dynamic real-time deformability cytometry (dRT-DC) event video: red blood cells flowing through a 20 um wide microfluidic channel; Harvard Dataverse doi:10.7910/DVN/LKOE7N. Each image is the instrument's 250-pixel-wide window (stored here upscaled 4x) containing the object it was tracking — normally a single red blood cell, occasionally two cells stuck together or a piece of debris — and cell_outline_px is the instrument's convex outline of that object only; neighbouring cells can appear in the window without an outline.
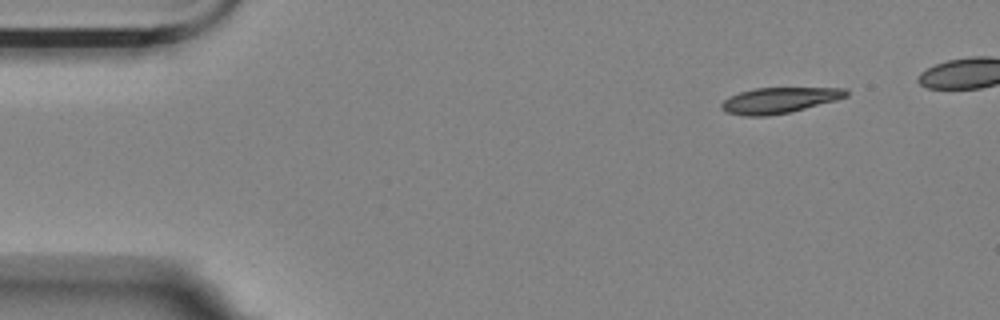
{"species": "Egyptian fruit bat (a non-hibernating species)", "species_latin": "Rousettus aegyptiacus", "temperature_condition": "room temperature", "stored_images_in_passage": 5, "camera_frame_rate_fps": 3000, "um_per_image_px": 0.085, "animal": {"sex": "female"}, "frame": {"image": 1, "passage_image": 1, "time_ms": 0.0, "image_size_px": [1000, 320], "cell_outline_px": [[848, 96], [836, 100], [788, 112], [768, 116], [744, 116], [724, 112], [720, 108], [720, 104], [728, 96], [752, 88], [848, 88]], "centroid_in_image_um": [66.18, 8.52], "position_along_channel_um": 18.8, "area_um2": 18.73}}